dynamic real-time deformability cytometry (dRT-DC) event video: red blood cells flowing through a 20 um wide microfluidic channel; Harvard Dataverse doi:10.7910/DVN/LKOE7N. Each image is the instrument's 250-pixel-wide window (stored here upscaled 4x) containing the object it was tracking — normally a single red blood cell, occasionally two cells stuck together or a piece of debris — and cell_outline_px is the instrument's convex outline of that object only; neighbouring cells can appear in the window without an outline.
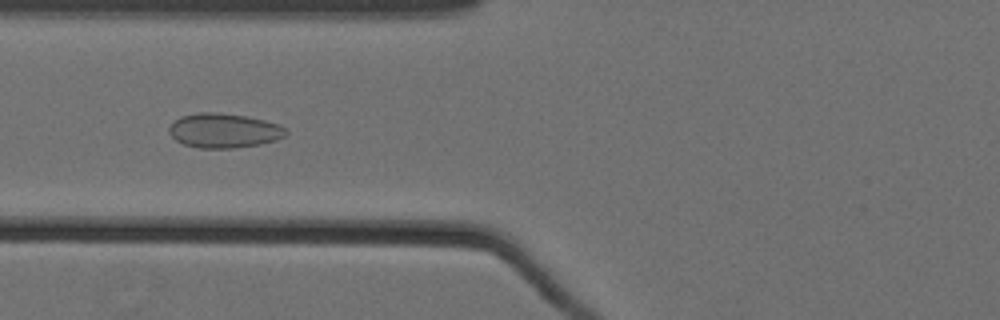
{"species": "Egyptian fruit bat (a non-hibernating species)", "species_latin": "Rousettus aegyptiacus", "temperature_condition": "cold", "stored_images_in_passage": 43, "camera_frame_rate_fps": 3000, "um_per_image_px": 0.085, "animal": {"sex": "female"}, "frame": {"image": 1, "passage_image": 13, "time_ms": 4.0, "image_size_px": [1000, 320], "cell_outline_px": [[288, 132], [284, 136], [276, 140], [260, 144], [232, 148], [200, 148], [184, 144], [176, 140], [168, 132], [168, 128], [180, 116], [200, 112], [220, 112], [248, 116], [280, 124], [288, 128]], "centroid_in_image_um": [19.06, 11.09], "position_along_channel_um": 106.7, "area_um2": 23.64}}
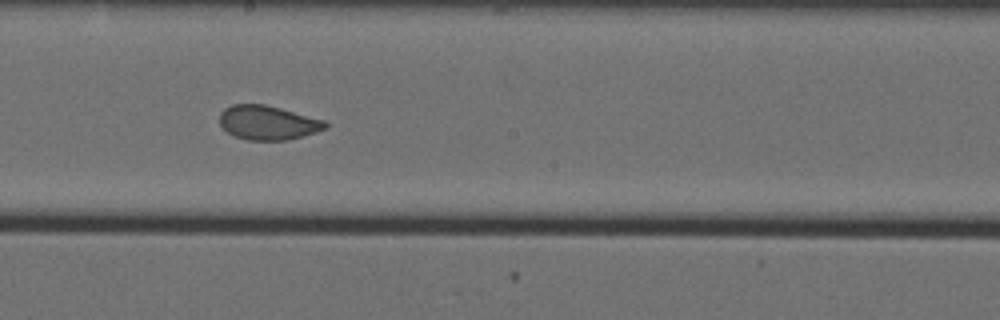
{"frame": {"image": 2, "passage_image": 23, "time_ms": 7.333, "image_size_px": [1000, 320], "cell_outline_px": [[328, 128], [316, 132], [288, 140], [248, 140], [232, 136], [220, 124], [220, 112], [224, 108], [232, 104], [264, 104], [280, 108], [324, 120], [328, 124]], "centroid_in_image_um": [22.75, 10.43], "position_along_channel_um": 225.4, "area_um2": 21.1}}
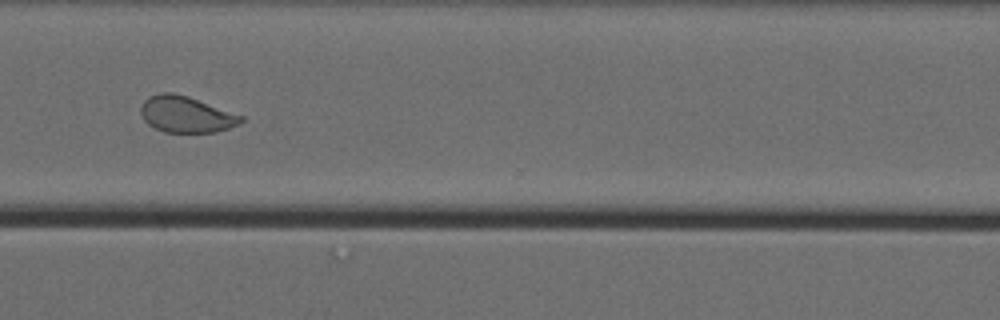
{"frame": {"image": 3, "passage_image": 34, "time_ms": 11.0, "image_size_px": [1000, 320], "cell_outline_px": [[244, 120], [240, 124], [216, 132], [164, 132], [148, 124], [144, 120], [140, 112], [140, 108], [144, 100], [148, 96], [160, 92], [172, 92], [188, 96], [244, 116]], "centroid_in_image_um": [15.81, 9.71], "position_along_channel_um": 354.8, "area_um2": 21.27}}